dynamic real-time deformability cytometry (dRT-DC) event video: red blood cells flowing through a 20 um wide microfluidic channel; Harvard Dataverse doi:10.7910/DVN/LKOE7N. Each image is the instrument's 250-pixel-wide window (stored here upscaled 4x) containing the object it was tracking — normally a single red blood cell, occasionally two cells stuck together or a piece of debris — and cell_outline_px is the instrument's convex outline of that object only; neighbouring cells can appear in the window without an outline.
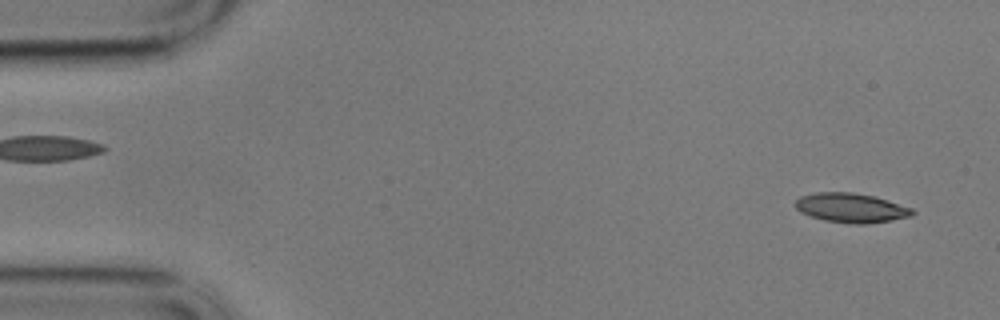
{"species": "common noctule bat (a hibernating species)", "species_latin": "Nyctalus noctula", "temperature_condition": "cold", "stored_images_in_passage": 57, "camera_frame_rate_fps": 3000, "um_per_image_px": 0.085, "animal": {"sex": "male", "body_mass_g": 17.9}, "frame": {"image": 1, "passage_image": 3, "time_ms": 0.667, "image_size_px": [1000, 320], "cell_outline_px": [[916, 212], [912, 216], [892, 220], [864, 224], [848, 224], [824, 220], [800, 212], [792, 204], [800, 196], [816, 192], [852, 192], [876, 196], [912, 208]], "centroid_in_image_um": [72.34, 17.66], "position_along_channel_um": 12.7, "area_um2": 20.29}}
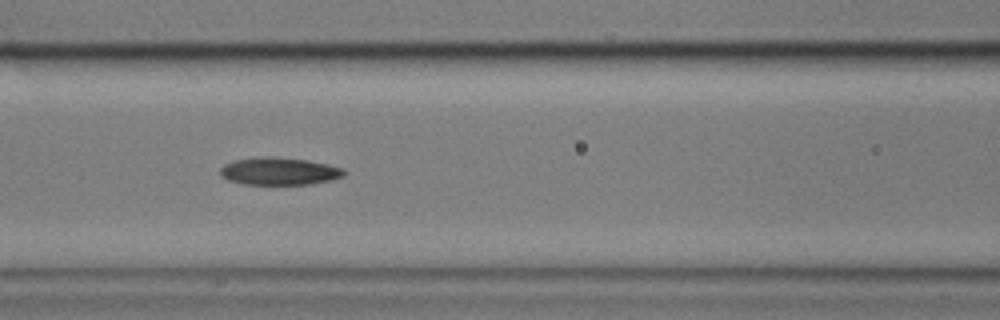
{"frame": {"image": 2, "passage_image": 24, "time_ms": 7.667, "image_size_px": [1000, 320], "cell_outline_px": [[348, 172], [344, 176], [332, 180], [312, 184], [244, 184], [228, 180], [220, 176], [220, 168], [224, 164], [236, 160], [264, 156], [272, 156], [304, 160], [328, 164], [344, 168]], "centroid_in_image_um": [23.76, 14.56], "position_along_channel_um": 142.8, "area_um2": 19.94}}
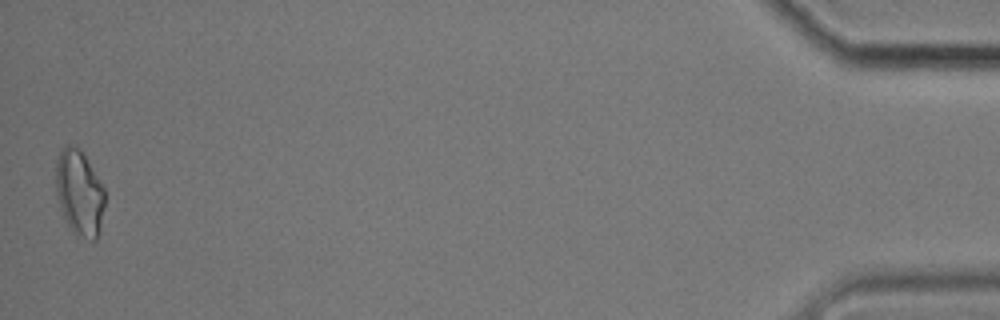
{"frame": {"image": 3, "passage_image": 57, "time_ms": 18.667, "image_size_px": [1000, 320], "cell_outline_px": [[104, 208], [100, 228], [96, 240], [92, 240], [72, 232], [60, 208], [56, 196], [56, 160], [64, 144], [76, 144], [80, 148], [104, 188]], "centroid_in_image_um": [6.73, 16.35], "position_along_channel_um": 428.5, "area_um2": 24.39}, "authors_computed_cell_mechanics": {"area_um2": 19.941, "velocity_mm_per_s": 3.4281, "shape_relaxation_time_tau1_ms": 5.844, "shape_relaxation_time_tau2_ms": 10.6563, "deformation_change_tau1": 0.1647, "deformation_change_tau2": 0.22}}